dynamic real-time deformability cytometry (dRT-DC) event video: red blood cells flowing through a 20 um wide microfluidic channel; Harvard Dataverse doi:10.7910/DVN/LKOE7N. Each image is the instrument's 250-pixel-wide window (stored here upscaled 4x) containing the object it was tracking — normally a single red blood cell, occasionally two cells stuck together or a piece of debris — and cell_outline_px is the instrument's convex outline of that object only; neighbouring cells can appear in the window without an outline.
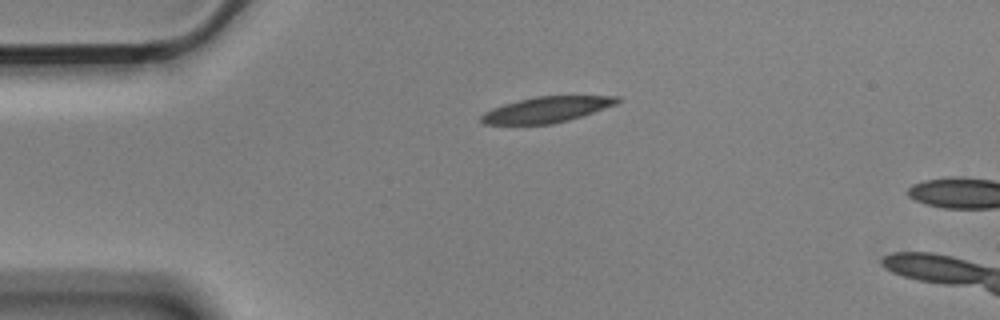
{"species": "Egyptian fruit bat (a non-hibernating species)", "species_latin": "Rousettus aegyptiacus", "temperature_condition": "cold", "stored_images_in_passage": 3, "camera_frame_rate_fps": 3000, "um_per_image_px": 0.085, "animal": {"sex": "male"}, "frame": {"image": 1, "passage_image": 1, "time_ms": 0.0, "image_size_px": [1000, 320], "cell_outline_px": [[624, 100], [616, 104], [568, 120], [552, 124], [484, 124], [480, 120], [480, 116], [484, 112], [492, 108], [504, 104], [536, 96], [620, 96]], "centroid_in_image_um": [46.47, 9.31], "position_along_channel_um": 38.5, "area_um2": 20.23}}